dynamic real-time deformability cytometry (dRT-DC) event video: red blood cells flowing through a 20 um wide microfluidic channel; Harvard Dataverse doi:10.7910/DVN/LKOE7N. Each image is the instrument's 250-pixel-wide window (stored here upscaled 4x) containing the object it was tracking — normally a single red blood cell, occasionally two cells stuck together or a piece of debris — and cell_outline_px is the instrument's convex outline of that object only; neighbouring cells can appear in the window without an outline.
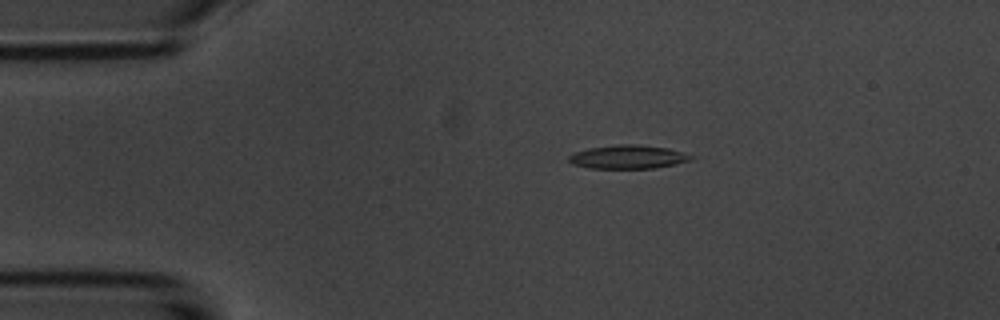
{"species": "common noctule bat (a hibernating species)", "species_latin": "Nyctalus noctula", "temperature_condition": "room temperature", "stored_images_in_passage": 4, "camera_frame_rate_fps": 3000, "um_per_image_px": 0.085, "animal": {"sex": "male", "body_mass_g": 20.1, "forearm_length_mm": 53.5}, "frame": {"image": 1, "passage_image": 2, "time_ms": 1.0, "image_size_px": [1000, 320], "cell_outline_px": [[696, 156], [692, 160], [676, 164], [652, 168], [588, 168], [572, 164], [568, 160], [568, 156], [576, 152], [588, 148], [620, 144], [636, 144], [668, 148], [684, 152]], "centroid_in_image_um": [53.41, 13.33], "position_along_channel_um": 31.6, "area_um2": 16.88}}
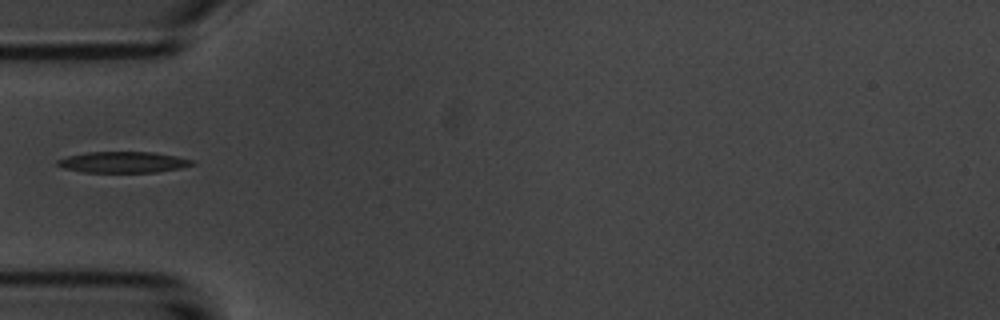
{"frame": {"image": 2, "passage_image": 4, "time_ms": 3.333, "image_size_px": [1000, 320], "cell_outline_px": [[196, 164], [184, 168], [156, 172], [84, 172], [64, 168], [56, 164], [56, 160], [68, 156], [88, 152], [152, 152], [176, 156], [196, 160]], "centroid_in_image_um": [10.54, 13.79], "position_along_channel_um": 74.5, "area_um2": 16.65}}